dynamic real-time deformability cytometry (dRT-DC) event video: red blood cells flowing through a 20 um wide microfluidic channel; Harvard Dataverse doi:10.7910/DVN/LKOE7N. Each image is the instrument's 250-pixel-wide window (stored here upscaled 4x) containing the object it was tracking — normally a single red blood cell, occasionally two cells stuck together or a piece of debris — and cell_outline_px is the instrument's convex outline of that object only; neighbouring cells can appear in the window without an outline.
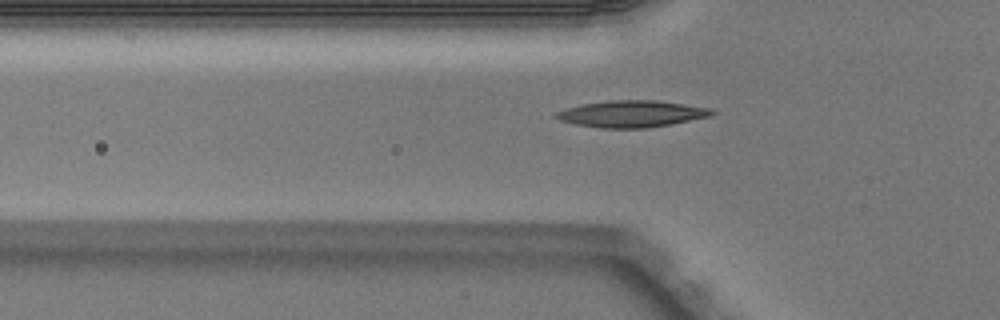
{"species": "Egyptian fruit bat (a non-hibernating species)", "species_latin": "Rousettus aegyptiacus", "temperature_condition": "warm", "stored_images_in_passage": 4, "camera_frame_rate_fps": 3000, "um_per_image_px": 0.085, "animal": {"sex": "male"}, "frame": {"image": 1, "passage_image": 4, "time_ms": 1.0, "image_size_px": [1000, 320], "cell_outline_px": [[716, 112], [712, 116], [672, 124], [648, 128], [600, 128], [576, 124], [560, 120], [552, 116], [556, 112], [564, 108], [584, 104], [608, 100], [656, 100], [712, 108]], "centroid_in_image_um": [53.71, 9.68], "position_along_channel_um": 72.1, "area_um2": 24.39}}